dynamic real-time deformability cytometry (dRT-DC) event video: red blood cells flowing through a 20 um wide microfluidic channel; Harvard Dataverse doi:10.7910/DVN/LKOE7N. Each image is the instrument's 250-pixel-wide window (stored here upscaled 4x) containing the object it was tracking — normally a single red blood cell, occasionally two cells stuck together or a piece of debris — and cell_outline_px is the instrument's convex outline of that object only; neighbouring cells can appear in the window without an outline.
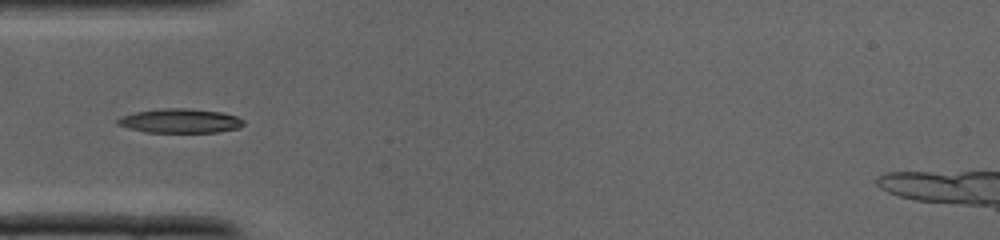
{"species": "common noctule bat (a hibernating species)", "species_latin": "Nyctalus noctula", "temperature_condition": "cold", "stored_images_in_passage": 32, "camera_frame_rate_fps": 3000, "um_per_image_px": 0.085, "animal": {"sex": "male", "body_mass_g": 19.0, "forearm_length_mm": 50.8}, "frame": {"image": 1, "passage_image": 5, "time_ms": 1.333, "image_size_px": [1000, 240], "cell_outline_px": [[244, 124], [236, 128], [216, 132], [144, 132], [128, 128], [116, 124], [116, 120], [124, 116], [136, 112], [160, 108], [188, 108], [220, 112], [236, 116], [244, 120]], "centroid_in_image_um": [15.29, 10.27], "position_along_channel_um": 69.7, "area_um2": 17.63}}
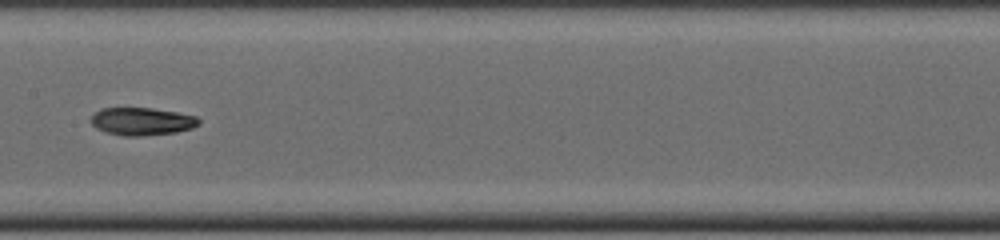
{"frame": {"image": 2, "passage_image": 12, "time_ms": 3.667, "image_size_px": [1000, 240], "cell_outline_px": [[200, 124], [192, 128], [176, 132], [136, 136], [124, 136], [108, 132], [96, 128], [92, 124], [92, 116], [100, 108], [152, 108], [176, 112], [196, 116], [200, 120]], "centroid_in_image_um": [12.08, 10.31], "position_along_channel_um": 195.3, "area_um2": 17.22}}
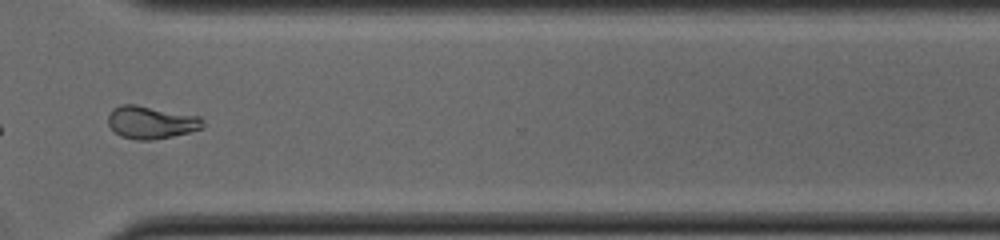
{"frame": {"image": 3, "passage_image": 21, "time_ms": 6.667, "image_size_px": [1000, 240], "cell_outline_px": [[204, 128], [172, 136], [152, 140], [136, 140], [120, 136], [108, 124], [108, 116], [112, 108], [120, 104], [136, 104], [200, 116], [204, 120]], "centroid_in_image_um": [12.85, 10.39], "position_along_channel_um": 357.8, "area_um2": 18.21}}